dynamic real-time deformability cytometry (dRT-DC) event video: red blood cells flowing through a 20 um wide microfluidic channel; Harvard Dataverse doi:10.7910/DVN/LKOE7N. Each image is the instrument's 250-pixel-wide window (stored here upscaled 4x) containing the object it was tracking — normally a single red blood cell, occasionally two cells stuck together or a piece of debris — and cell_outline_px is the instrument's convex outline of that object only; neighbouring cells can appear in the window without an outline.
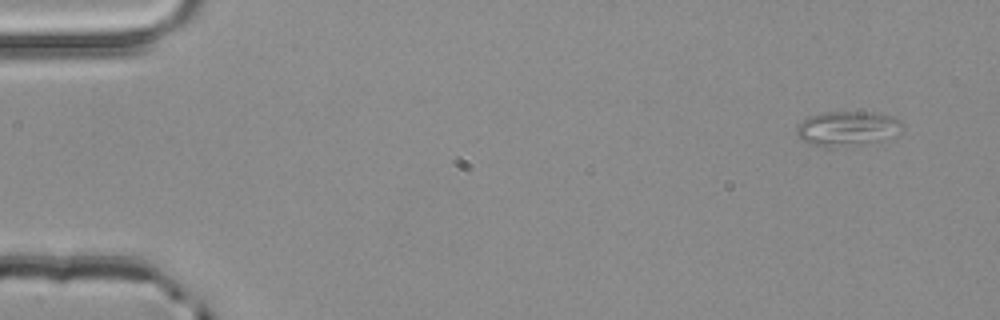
{"species": "common noctule bat (a hibernating species)", "species_latin": "Nyctalus noctula", "temperature_condition": "room temperature", "stored_images_in_passage": 4, "camera_frame_rate_fps": 3000, "um_per_image_px": 0.085, "animal": {"sex": "male", "body_mass_g": 20.4}, "frame": {"image": 1, "passage_image": 1, "time_ms": 0.0, "image_size_px": [1000, 320], "cell_outline_px": [[904, 132], [876, 140], [836, 148], [824, 148], [808, 144], [796, 132], [796, 128], [808, 116], [824, 112], [872, 112], [892, 116], [900, 120], [904, 124]], "centroid_in_image_um": [72.03, 10.92], "position_along_channel_um": 13.0, "area_um2": 21.39}}